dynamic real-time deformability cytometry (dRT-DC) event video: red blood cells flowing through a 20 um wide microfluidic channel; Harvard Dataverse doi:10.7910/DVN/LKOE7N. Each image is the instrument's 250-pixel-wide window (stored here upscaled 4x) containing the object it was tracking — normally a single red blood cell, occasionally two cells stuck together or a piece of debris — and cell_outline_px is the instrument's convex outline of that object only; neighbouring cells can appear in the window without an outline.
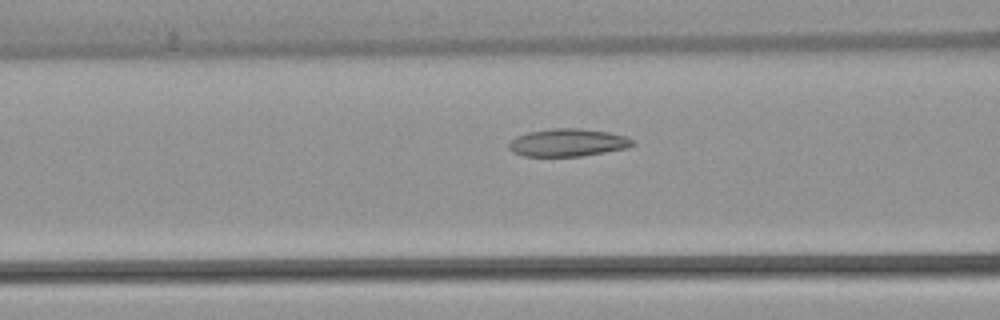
{"species": "common noctule bat (a hibernating species)", "species_latin": "Nyctalus noctula", "temperature_condition": "warm", "stored_images_in_passage": 38, "camera_frame_rate_fps": 3000, "um_per_image_px": 0.085, "animal": {"sex": "female", "body_mass_g": 22.7, "forearm_length_mm": 54.2}, "frame": {"image": 1, "passage_image": 17, "time_ms": 5.333, "image_size_px": [1000, 320], "cell_outline_px": [[636, 144], [628, 148], [580, 156], [524, 156], [512, 152], [508, 148], [508, 144], [516, 136], [528, 132], [552, 128], [580, 128], [608, 132], [628, 136]], "centroid_in_image_um": [48.27, 12.11], "position_along_channel_um": 118.3, "area_um2": 20.06}}
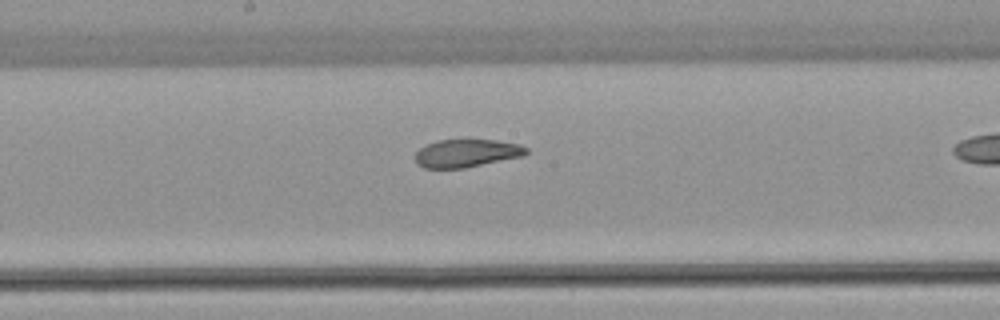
{"frame": {"image": 2, "passage_image": 24, "time_ms": 7.667, "image_size_px": [1000, 320], "cell_outline_px": [[528, 152], [520, 156], [464, 168], [424, 168], [416, 164], [416, 152], [420, 148], [436, 140], [496, 140], [520, 144], [528, 148]], "centroid_in_image_um": [39.63, 13.02], "position_along_channel_um": 208.6, "area_um2": 17.86}}
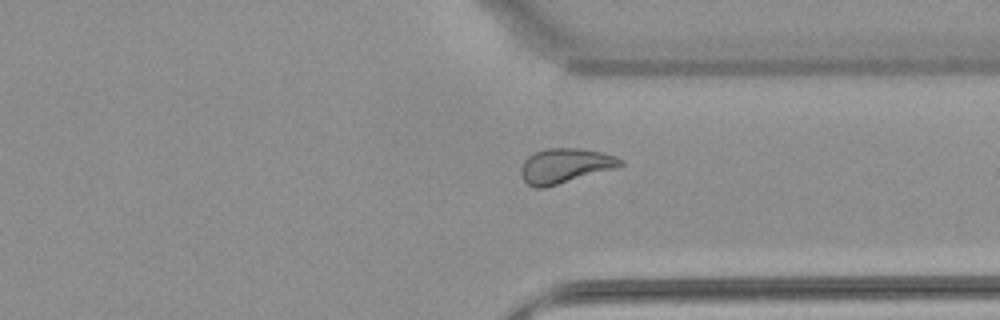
{"frame": {"image": 3, "passage_image": 36, "time_ms": 11.667, "image_size_px": [1000, 320], "cell_outline_px": [[624, 164], [616, 168], [544, 188], [536, 188], [528, 184], [524, 180], [520, 172], [520, 168], [524, 160], [528, 156], [536, 152], [548, 148], [580, 148], [600, 152], [616, 156], [624, 160]], "centroid_in_image_um": [48.03, 14.09], "position_along_channel_um": 363.4, "area_um2": 20.11}}